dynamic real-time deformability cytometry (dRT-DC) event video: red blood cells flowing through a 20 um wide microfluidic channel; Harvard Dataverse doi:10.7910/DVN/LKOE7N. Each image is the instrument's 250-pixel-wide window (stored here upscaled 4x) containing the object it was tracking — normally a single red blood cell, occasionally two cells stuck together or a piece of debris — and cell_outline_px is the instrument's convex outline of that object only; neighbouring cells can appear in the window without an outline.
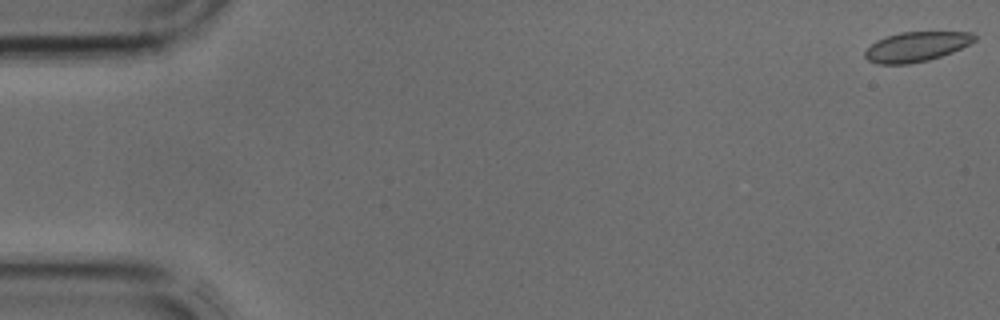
{"species": "common noctule bat (a hibernating species)", "species_latin": "Nyctalus noctula", "temperature_condition": "cold", "stored_images_in_passage": 42, "camera_frame_rate_fps": 3000, "um_per_image_px": 0.085, "animal": {"sex": "male", "body_mass_g": 17.9, "forearm_length_mm": 54.2}, "frame": {"image": 1, "passage_image": 1, "time_ms": 0.0, "image_size_px": [1000, 320], "cell_outline_px": [[976, 40], [952, 52], [928, 60], [908, 64], [876, 64], [868, 60], [864, 56], [864, 52], [876, 40], [900, 32], [972, 32], [976, 36]], "centroid_in_image_um": [77.87, 3.97], "position_along_channel_um": 7.1, "area_um2": 18.84}}
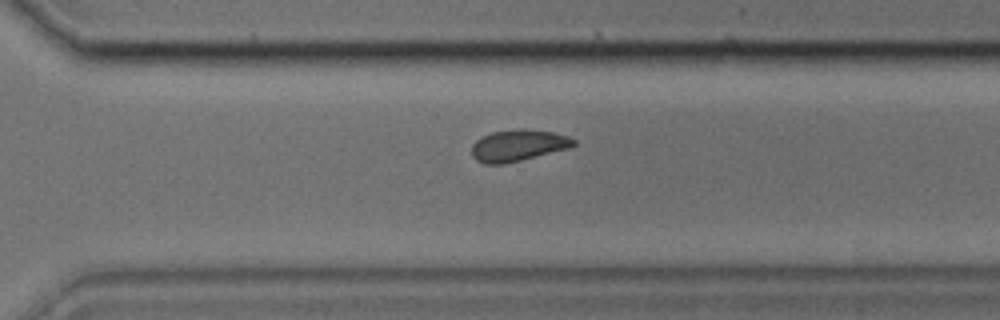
{"frame": {"image": 2, "passage_image": 30, "time_ms": 9.667, "image_size_px": [1000, 320], "cell_outline_px": [[576, 144], [568, 148], [504, 164], [484, 164], [476, 160], [472, 156], [472, 144], [480, 136], [492, 132], [524, 128], [552, 132], [568, 136], [576, 140]], "centroid_in_image_um": [44.01, 12.35], "position_along_channel_um": 326.6, "area_um2": 18.67}}
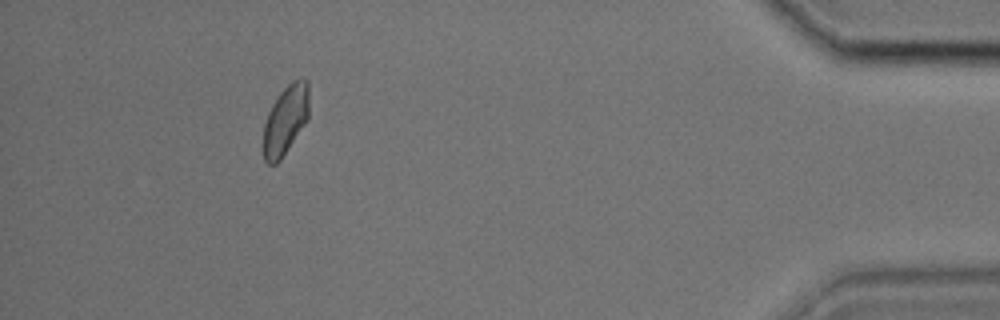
{"frame": {"image": 3, "passage_image": 39, "time_ms": 12.667, "image_size_px": [1000, 320], "cell_outline_px": [[308, 120], [280, 160], [276, 164], [268, 164], [264, 160], [264, 124], [268, 112], [272, 104], [280, 92], [292, 80], [308, 80]], "centroid_in_image_um": [24.27, 10.21], "position_along_channel_um": 410.9, "area_um2": 18.26}}